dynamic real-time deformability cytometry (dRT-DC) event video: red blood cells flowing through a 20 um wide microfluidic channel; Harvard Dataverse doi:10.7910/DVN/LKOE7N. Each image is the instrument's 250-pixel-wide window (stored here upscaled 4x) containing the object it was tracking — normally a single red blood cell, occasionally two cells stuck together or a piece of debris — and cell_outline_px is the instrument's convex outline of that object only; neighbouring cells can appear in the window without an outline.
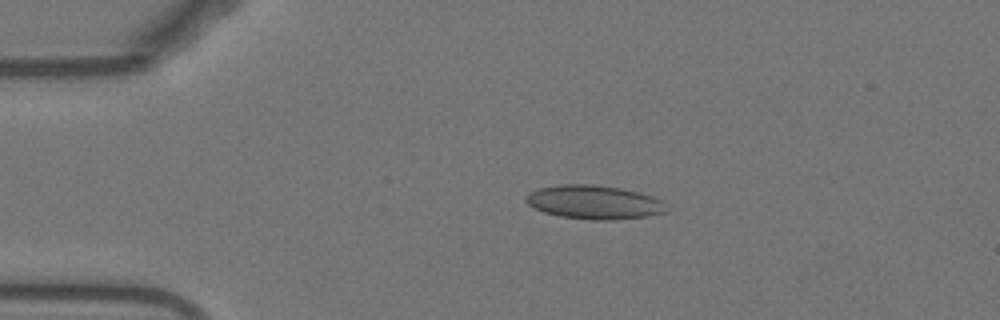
{"species": "Egyptian fruit bat (a non-hibernating species)", "species_latin": "Rousettus aegyptiacus", "temperature_condition": "warm", "stored_images_in_passage": 53, "camera_frame_rate_fps": 3000, "um_per_image_px": 0.085, "animal": {"sex": "female"}, "frame": {"image": 1, "passage_image": 11, "time_ms": 3.333, "image_size_px": [1000, 320], "cell_outline_px": [[664, 212], [648, 216], [608, 220], [592, 220], [560, 216], [544, 212], [528, 204], [524, 200], [524, 196], [528, 192], [540, 188], [560, 184], [592, 184], [620, 188], [640, 192], [652, 196], [660, 200]], "centroid_in_image_um": [50.42, 17.17], "position_along_channel_um": 34.6, "area_um2": 27.4}}
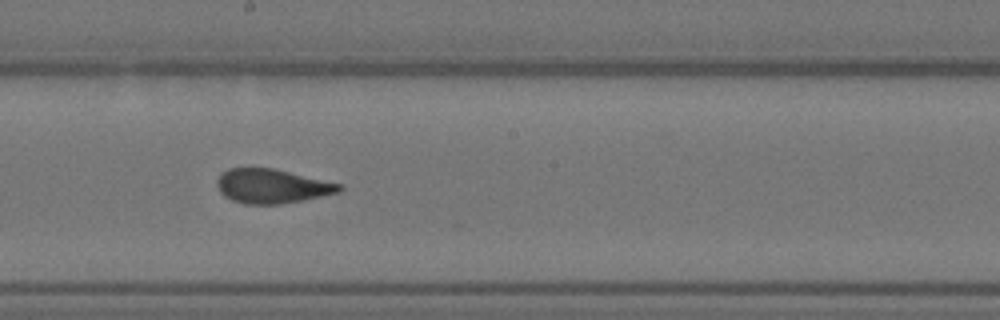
{"frame": {"image": 2, "passage_image": 29, "time_ms": 9.333, "image_size_px": [1000, 320], "cell_outline_px": [[344, 188], [340, 192], [304, 200], [280, 204], [244, 204], [232, 200], [224, 196], [220, 192], [216, 184], [216, 180], [220, 172], [228, 168], [272, 168], [344, 184]], "centroid_in_image_um": [23.12, 15.82], "position_along_channel_um": 225.1, "area_um2": 24.68}}
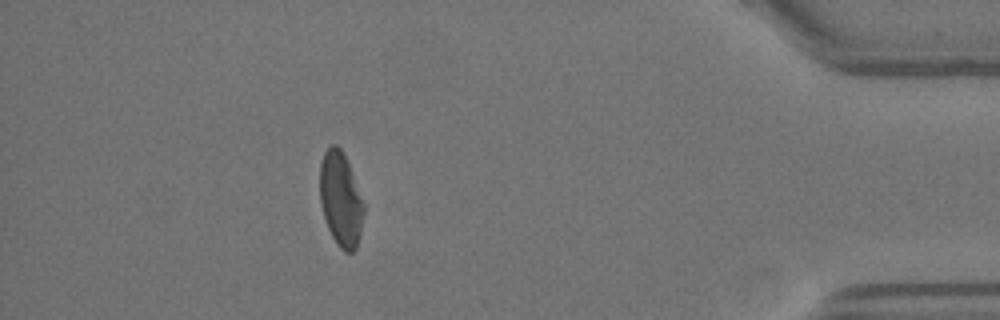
{"frame": {"image": 3, "passage_image": 47, "time_ms": 15.333, "image_size_px": [1000, 320], "cell_outline_px": [[364, 212], [360, 232], [356, 248], [352, 252], [344, 252], [336, 244], [328, 228], [320, 204], [320, 164], [324, 152], [332, 144], [336, 144], [340, 148], [348, 164], [364, 204]], "centroid_in_image_um": [28.94, 16.96], "position_along_channel_um": 406.3, "area_um2": 23.81}, "authors_computed_cell_mechanics": {"area_um2": 25.3164, "velocity_mm_per_s": 3.833, "shape_relaxation_time_tau1_ms": 5.1837, "shape_relaxation_time_tau2_ms": 1.1386, "deformation_change_tau1": 0.1336, "deformation_change_tau2": 0.0499}}